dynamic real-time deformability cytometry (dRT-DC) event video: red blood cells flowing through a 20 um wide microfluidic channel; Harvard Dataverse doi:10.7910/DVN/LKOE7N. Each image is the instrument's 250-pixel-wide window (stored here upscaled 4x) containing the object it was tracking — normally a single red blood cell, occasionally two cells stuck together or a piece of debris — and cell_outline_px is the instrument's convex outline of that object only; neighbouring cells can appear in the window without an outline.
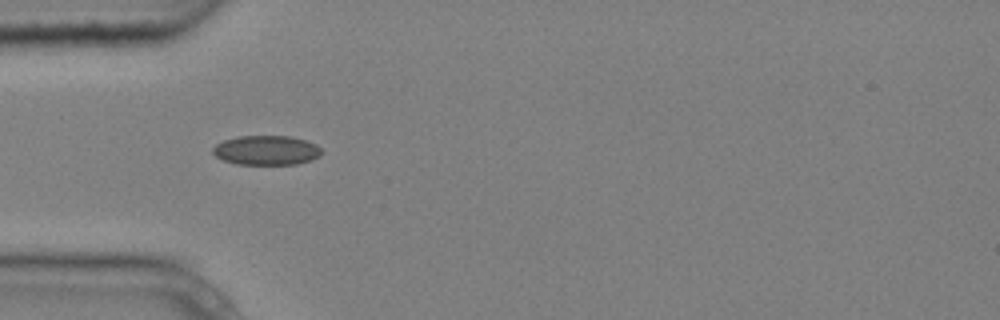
{"species": "common noctule bat (a hibernating species)", "species_latin": "Nyctalus noctula", "temperature_condition": "cold", "stored_images_in_passage": 10, "camera_frame_rate_fps": 3000, "um_per_image_px": 0.085, "animal": {"sex": "male", "body_mass_g": 20.4}, "frame": {"image": 1, "passage_image": 4, "time_ms": 1.0, "image_size_px": [1000, 320], "cell_outline_px": [[324, 152], [320, 156], [312, 160], [296, 164], [236, 164], [224, 160], [216, 156], [212, 152], [212, 148], [216, 144], [224, 140], [236, 136], [292, 136], [316, 144]], "centroid_in_image_um": [22.66, 12.77], "position_along_channel_um": 62.3, "area_um2": 18.79}}
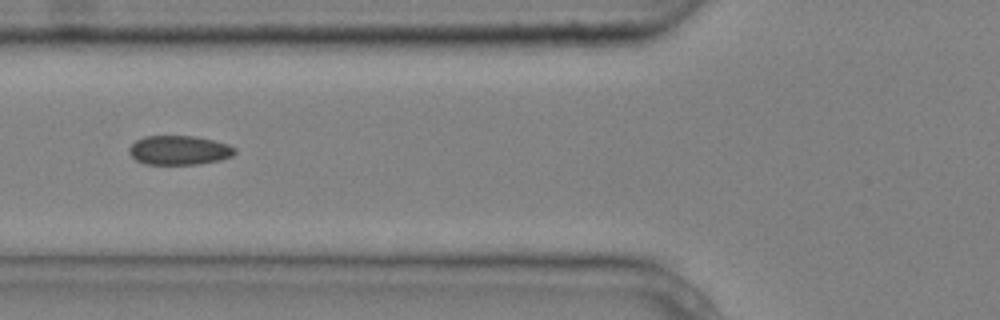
{"frame": {"image": 2, "passage_image": 5, "time_ms": 1.333, "image_size_px": [1000, 320], "cell_outline_px": [[236, 152], [232, 156], [220, 160], [196, 164], [144, 164], [136, 160], [128, 152], [128, 148], [136, 140], [144, 136], [196, 136], [228, 144], [236, 148]], "centroid_in_image_um": [15.22, 12.76], "position_along_channel_um": 110.6, "area_um2": 18.03}}
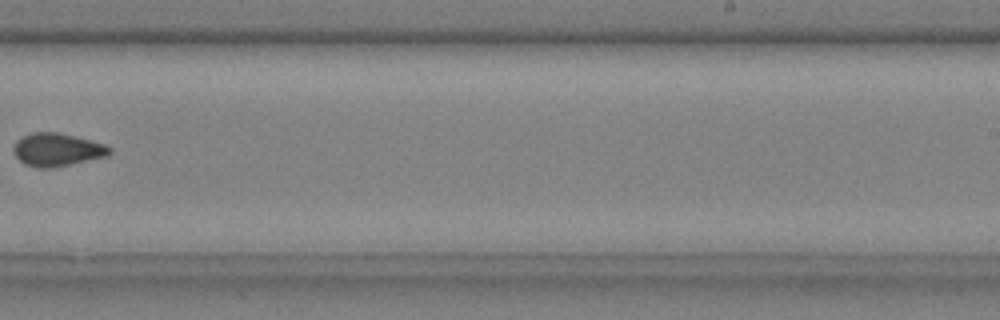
{"frame": {"image": 3, "passage_image": 9, "time_ms": 2.667, "image_size_px": [1000, 320], "cell_outline_px": [[112, 152], [108, 156], [52, 168], [36, 168], [24, 164], [16, 156], [12, 148], [16, 140], [20, 136], [32, 132], [56, 132], [104, 144], [112, 148]], "centroid_in_image_um": [4.82, 12.73], "position_along_channel_um": 284.2, "area_um2": 18.5}}